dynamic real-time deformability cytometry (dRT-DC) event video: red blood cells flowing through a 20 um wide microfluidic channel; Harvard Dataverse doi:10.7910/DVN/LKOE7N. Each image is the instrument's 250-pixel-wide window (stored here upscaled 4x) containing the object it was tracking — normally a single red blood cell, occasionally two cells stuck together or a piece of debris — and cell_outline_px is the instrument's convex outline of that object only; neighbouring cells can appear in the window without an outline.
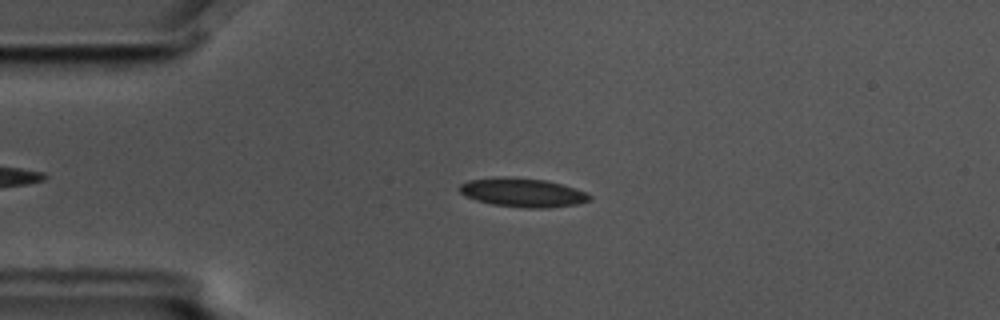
{"species": "common noctule bat (a hibernating species)", "species_latin": "Nyctalus noctula", "temperature_condition": "cold", "stored_images_in_passage": 4, "camera_frame_rate_fps": 3000, "um_per_image_px": 0.085, "animal": {"sex": "male", "body_mass_g": 17.5, "forearm_length_mm": 52.3}, "frame": {"image": 1, "passage_image": 3, "time_ms": 0.667, "image_size_px": [1000, 320], "cell_outline_px": [[592, 200], [576, 204], [548, 208], [524, 208], [492, 204], [476, 200], [464, 196], [456, 188], [460, 184], [468, 180], [544, 180], [576, 188], [592, 196]], "centroid_in_image_um": [44.46, 16.43], "position_along_channel_um": 40.5, "area_um2": 20.87}}